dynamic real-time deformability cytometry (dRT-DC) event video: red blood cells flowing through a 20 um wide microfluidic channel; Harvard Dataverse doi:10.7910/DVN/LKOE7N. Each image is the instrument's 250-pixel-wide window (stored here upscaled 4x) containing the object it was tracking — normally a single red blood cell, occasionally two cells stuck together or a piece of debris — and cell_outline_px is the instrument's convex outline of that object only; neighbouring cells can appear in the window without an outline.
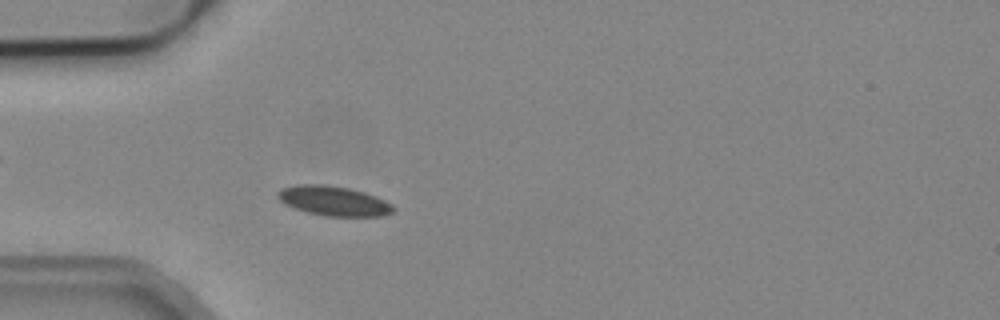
{"species": "common noctule bat (a hibernating species)", "species_latin": "Nyctalus noctula", "temperature_condition": "cold", "stored_images_in_passage": 3, "camera_frame_rate_fps": 3000, "um_per_image_px": 0.085, "animal": {"sex": "male", "body_mass_g": 19.2, "forearm_length_mm": 51.8}, "frame": {"image": 1, "passage_image": 3, "time_ms": 0.667, "image_size_px": [1000, 320], "cell_outline_px": [[396, 208], [392, 212], [380, 216], [324, 216], [308, 212], [296, 208], [280, 200], [276, 196], [276, 192], [284, 188], [296, 184], [324, 184], [348, 188], [364, 192], [376, 196], [392, 204]], "centroid_in_image_um": [28.38, 17.07], "position_along_channel_um": 56.6, "area_um2": 19.83}}